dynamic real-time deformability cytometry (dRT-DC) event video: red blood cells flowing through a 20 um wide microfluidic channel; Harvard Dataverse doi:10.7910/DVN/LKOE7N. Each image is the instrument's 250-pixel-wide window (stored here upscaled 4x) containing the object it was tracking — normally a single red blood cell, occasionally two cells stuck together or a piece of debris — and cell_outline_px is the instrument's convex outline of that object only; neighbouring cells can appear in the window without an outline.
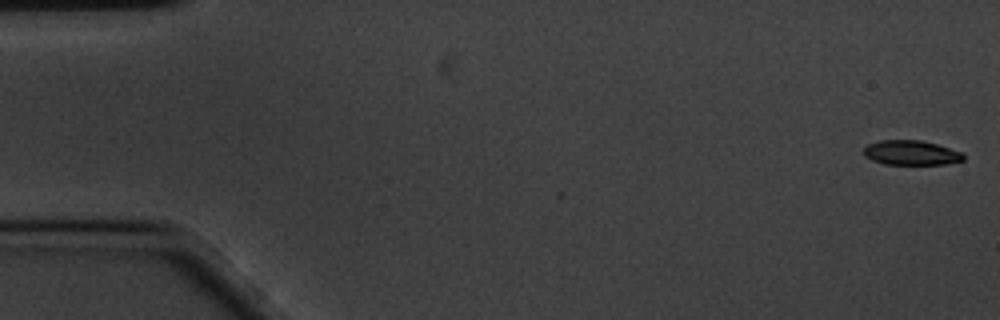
{"species": "common noctule bat (a hibernating species)", "species_latin": "Nyctalus noctula", "temperature_condition": "cold", "stored_images_in_passage": 59, "camera_frame_rate_fps": 3000, "um_per_image_px": 0.085, "animal": {"sex": "male", "body_mass_g": 20.1, "forearm_length_mm": 53.5}, "frame": {"image": 1, "passage_image": 1, "time_ms": 0.0, "image_size_px": [1000, 320], "cell_outline_px": [[964, 160], [948, 164], [884, 164], [872, 160], [864, 156], [864, 148], [868, 144], [880, 140], [920, 140], [936, 144], [964, 152]], "centroid_in_image_um": [77.47, 12.98], "position_along_channel_um": 7.5, "area_um2": 14.39}}
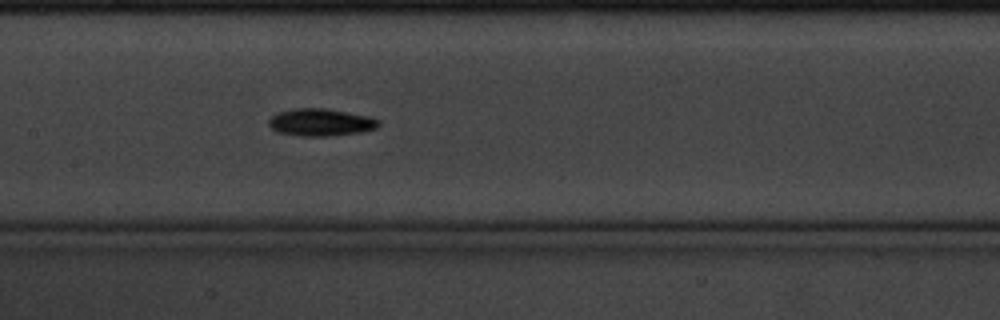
{"frame": {"image": 2, "passage_image": 28, "time_ms": 9.0, "image_size_px": [1000, 320], "cell_outline_px": [[380, 124], [376, 128], [360, 132], [328, 136], [300, 136], [276, 132], [268, 124], [268, 120], [276, 112], [292, 108], [328, 108], [368, 116], [380, 120]], "centroid_in_image_um": [27.23, 10.39], "position_along_channel_um": 180.2, "area_um2": 17.69}}
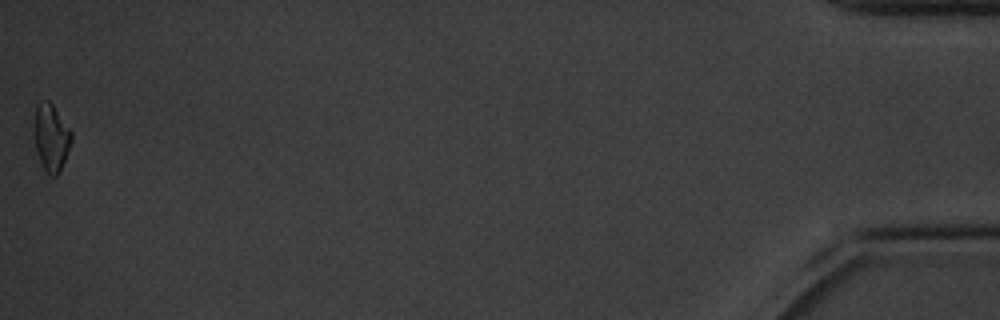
{"frame": {"image": 3, "passage_image": 59, "time_ms": 19.333, "image_size_px": [1000, 320], "cell_outline_px": [[72, 140], [64, 160], [56, 176], [52, 176], [44, 172], [36, 152], [32, 132], [32, 128], [36, 104], [48, 100], [52, 104], [72, 132]], "centroid_in_image_um": [4.29, 11.68], "position_along_channel_um": 430.9, "area_um2": 14.8}, "authors_computed_cell_mechanics": {"area_um2": 15.4904, "velocity_mm_per_s": 3.3749, "shape_relaxation_time_tau1_ms": 2.6256, "shape_relaxation_time_tau2_ms": null, "deformation_change_tau1": 0.0889, "deformation_change_tau2": null}}